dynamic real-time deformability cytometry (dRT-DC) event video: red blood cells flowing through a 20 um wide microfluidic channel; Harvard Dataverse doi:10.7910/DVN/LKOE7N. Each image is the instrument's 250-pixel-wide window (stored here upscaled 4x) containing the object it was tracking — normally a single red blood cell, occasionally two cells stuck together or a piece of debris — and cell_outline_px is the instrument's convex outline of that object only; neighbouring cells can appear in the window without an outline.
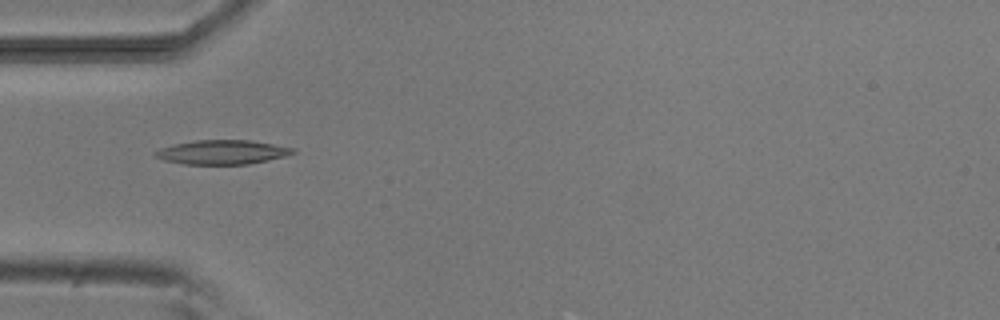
{"species": "common noctule bat (a hibernating species)", "species_latin": "Nyctalus noctula", "temperature_condition": "room temperature", "stored_images_in_passage": 4, "camera_frame_rate_fps": 3000, "um_per_image_px": 0.085, "animal": {"sex": "male", "body_mass_g": 20.5, "forearm_length_mm": 52.5}, "frame": {"image": 1, "passage_image": 1, "time_ms": 0.0, "image_size_px": [1000, 320], "cell_outline_px": [[296, 152], [284, 156], [268, 160], [248, 164], [184, 164], [164, 160], [156, 156], [152, 152], [160, 148], [172, 144], [196, 140], [248, 140], [296, 148]], "centroid_in_image_um": [18.87, 12.93], "position_along_channel_um": 66.1, "area_um2": 19.36}}
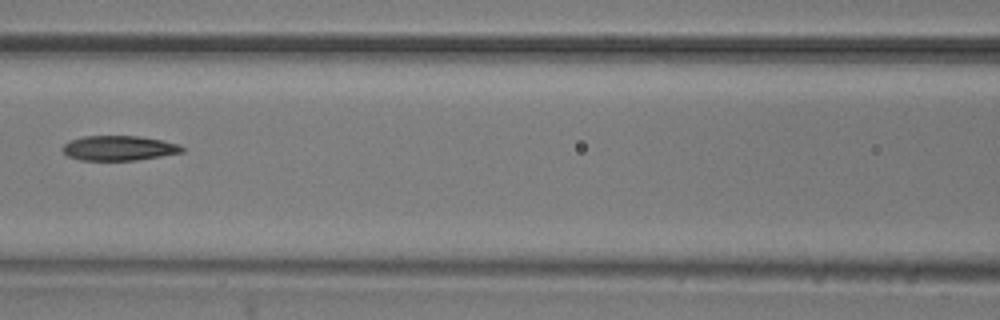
{"frame": {"image": 2, "passage_image": 3, "time_ms": 2.333, "image_size_px": [1000, 320], "cell_outline_px": [[184, 152], [136, 160], [80, 160], [68, 156], [60, 148], [64, 144], [72, 140], [84, 136], [140, 136], [180, 144], [184, 148]], "centroid_in_image_um": [10.11, 12.59], "position_along_channel_um": 156.5, "area_um2": 17.22}}
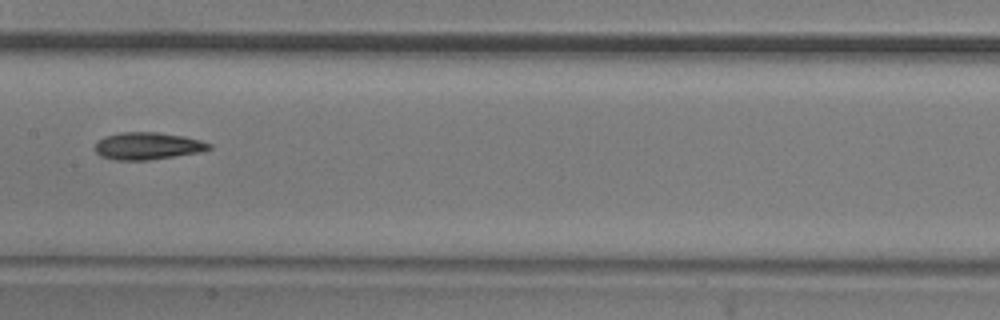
{"frame": {"image": 3, "passage_image": 4, "time_ms": 3.333, "image_size_px": [1000, 320], "cell_outline_px": [[212, 148], [200, 152], [148, 160], [116, 160], [100, 156], [92, 148], [104, 136], [120, 132], [160, 132], [184, 136], [200, 140], [212, 144]], "centroid_in_image_um": [12.54, 12.4], "position_along_channel_um": 194.9, "area_um2": 18.21}}